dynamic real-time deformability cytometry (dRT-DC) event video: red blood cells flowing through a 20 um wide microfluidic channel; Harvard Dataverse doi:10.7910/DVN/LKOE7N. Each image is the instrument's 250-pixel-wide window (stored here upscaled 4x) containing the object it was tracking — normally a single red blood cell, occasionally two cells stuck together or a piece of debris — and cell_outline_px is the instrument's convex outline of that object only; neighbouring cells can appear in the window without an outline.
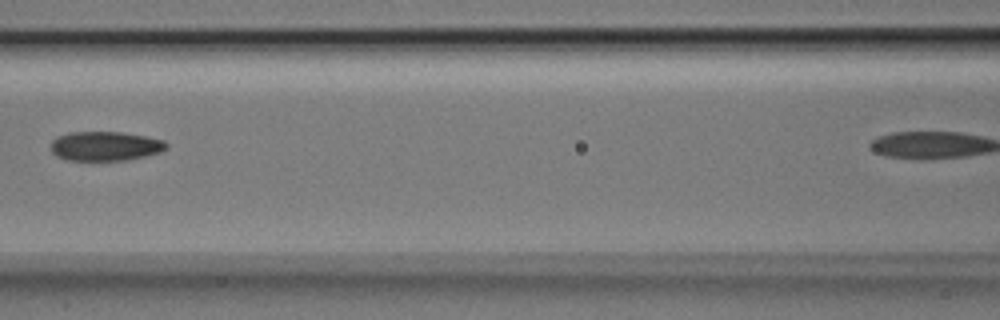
{"species": "Egyptian fruit bat (a non-hibernating species)", "species_latin": "Rousettus aegyptiacus", "temperature_condition": "room temperature", "stored_images_in_passage": 9, "segment_of_instrument_passage": [1, 2], "camera_frame_rate_fps": 3000, "um_per_image_px": 0.085, "animal": {"sex": "male"}, "frame": {"image": 1, "passage_image": 7, "time_ms": 2.0, "image_size_px": [1000, 320], "cell_outline_px": [[168, 148], [160, 152], [144, 156], [124, 160], [64, 160], [56, 156], [52, 152], [52, 140], [56, 136], [68, 132], [124, 132], [164, 140], [168, 144]], "centroid_in_image_um": [8.93, 12.41], "position_along_channel_um": 157.7, "area_um2": 19.83}}
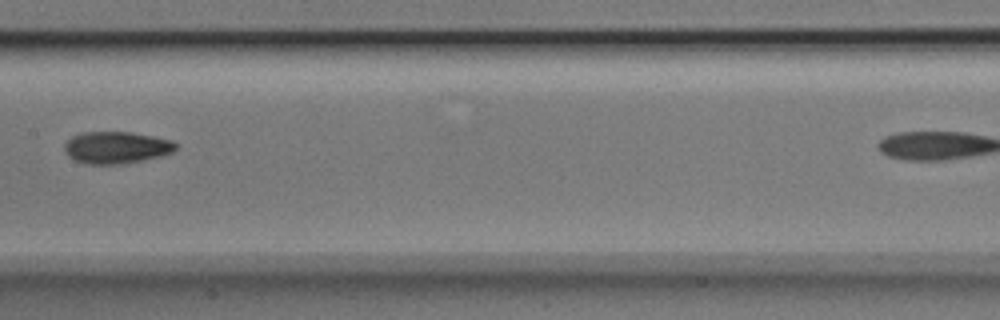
{"frame": {"image": 2, "passage_image": 8, "time_ms": 2.333, "image_size_px": [1000, 320], "cell_outline_px": [[176, 148], [172, 152], [160, 156], [124, 164], [88, 164], [76, 160], [68, 156], [64, 152], [64, 144], [72, 136], [80, 132], [132, 132], [172, 140], [176, 144]], "centroid_in_image_um": [9.86, 12.53], "position_along_channel_um": 197.5, "area_um2": 20.75}}